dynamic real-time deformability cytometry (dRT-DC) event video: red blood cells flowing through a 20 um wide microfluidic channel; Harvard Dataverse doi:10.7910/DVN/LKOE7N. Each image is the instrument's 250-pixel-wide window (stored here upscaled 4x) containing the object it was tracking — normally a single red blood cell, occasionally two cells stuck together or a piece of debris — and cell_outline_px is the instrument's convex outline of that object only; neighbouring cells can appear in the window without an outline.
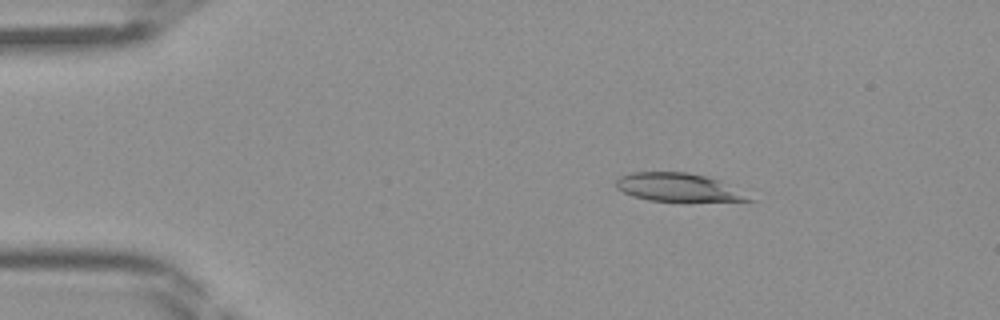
{"species": "Egyptian fruit bat (a non-hibernating species)", "species_latin": "Rousettus aegyptiacus", "temperature_condition": "room temperature", "stored_images_in_passage": 44, "camera_frame_rate_fps": 3000, "um_per_image_px": 0.085, "frame": {"image": 1, "passage_image": 7, "time_ms": 2.0, "image_size_px": [1000, 320], "cell_outline_px": [[756, 200], [648, 200], [632, 196], [616, 188], [616, 180], [620, 176], [632, 172], [688, 172], [720, 180]], "centroid_in_image_um": [57.56, 15.9], "position_along_channel_um": 27.4, "area_um2": 21.21}}
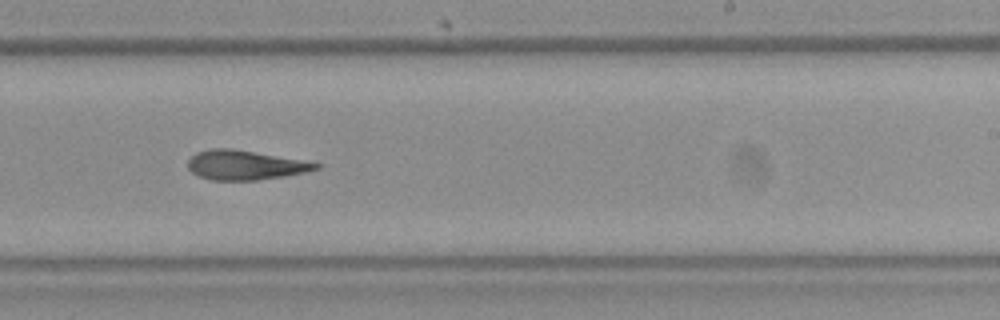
{"frame": {"image": 2, "passage_image": 27, "time_ms": 8.667, "image_size_px": [1000, 320], "cell_outline_px": [[324, 164], [320, 168], [304, 172], [284, 176], [256, 180], [212, 180], [200, 176], [192, 172], [188, 168], [188, 160], [196, 152], [208, 148], [232, 148], [308, 160]], "centroid_in_image_um": [20.88, 14.01], "position_along_channel_um": 268.1, "area_um2": 22.25}}
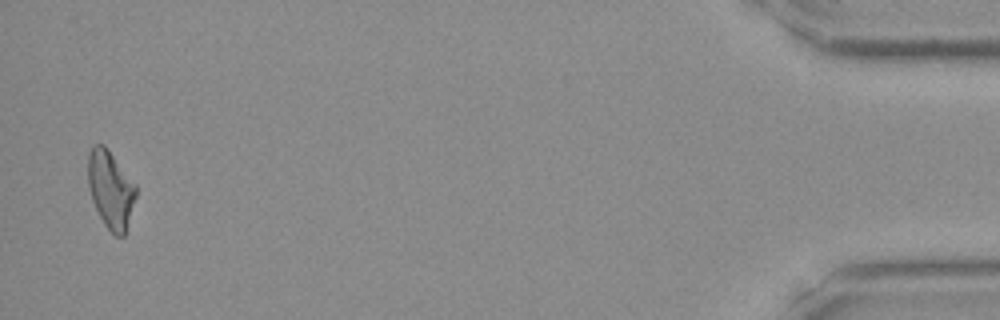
{"frame": {"image": 3, "passage_image": 43, "time_ms": 14.0, "image_size_px": [1000, 320], "cell_outline_px": [[136, 196], [124, 236], [116, 236], [104, 224], [92, 200], [88, 188], [88, 152], [92, 144], [104, 144], [136, 184]], "centroid_in_image_um": [9.39, 16.07], "position_along_channel_um": 425.8, "area_um2": 21.62}}